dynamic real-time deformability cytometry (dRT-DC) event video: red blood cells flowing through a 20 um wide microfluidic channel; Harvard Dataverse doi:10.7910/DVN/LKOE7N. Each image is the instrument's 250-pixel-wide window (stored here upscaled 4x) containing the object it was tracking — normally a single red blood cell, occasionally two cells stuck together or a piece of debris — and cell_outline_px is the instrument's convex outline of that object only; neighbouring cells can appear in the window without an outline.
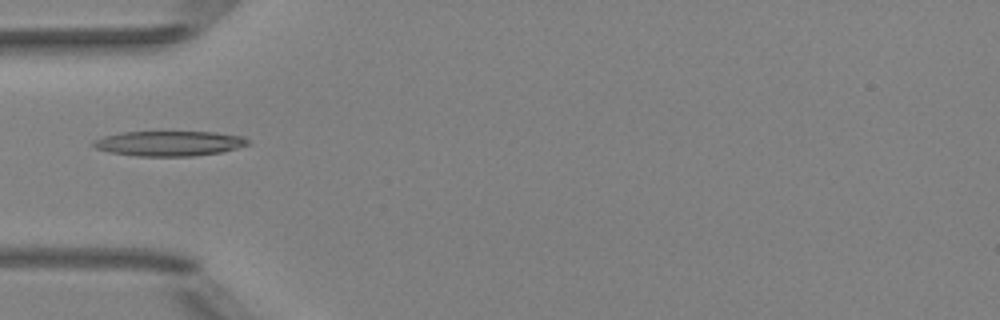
{"species": "Egyptian fruit bat (a non-hibernating species)", "species_latin": "Rousettus aegyptiacus", "temperature_condition": "room temperature", "stored_images_in_passage": 34, "camera_frame_rate_fps": 3000, "um_per_image_px": 0.085, "animal": {"sex": "female"}, "frame": {"image": 1, "passage_image": 1, "time_ms": 0.0, "image_size_px": [1000, 320], "cell_outline_px": [[248, 144], [236, 148], [220, 152], [192, 156], [136, 156], [108, 152], [96, 148], [92, 144], [96, 140], [104, 136], [120, 132], [212, 132], [244, 136], [248, 140]], "centroid_in_image_um": [14.36, 12.19], "position_along_channel_um": 70.6, "area_um2": 22.37}}
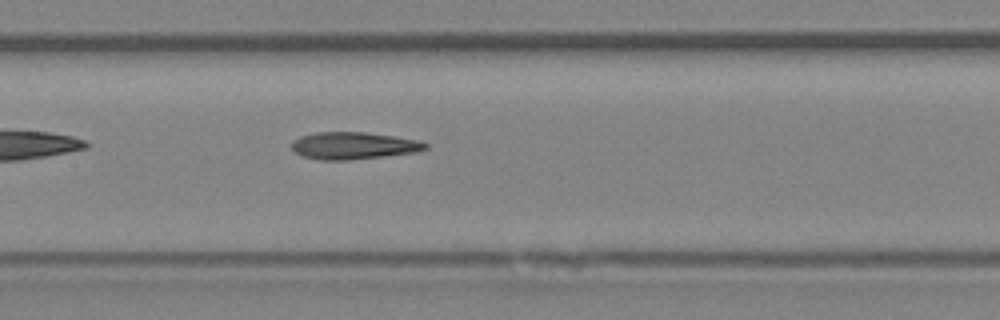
{"frame": {"image": 2, "passage_image": 9, "time_ms": 2.667, "image_size_px": [1000, 320], "cell_outline_px": [[428, 148], [416, 152], [384, 156], [348, 160], [320, 160], [304, 156], [296, 152], [292, 148], [292, 140], [300, 136], [316, 132], [364, 132], [392, 136], [416, 140], [428, 144]], "centroid_in_image_um": [30.02, 12.38], "position_along_channel_um": 177.4, "area_um2": 20.98}}
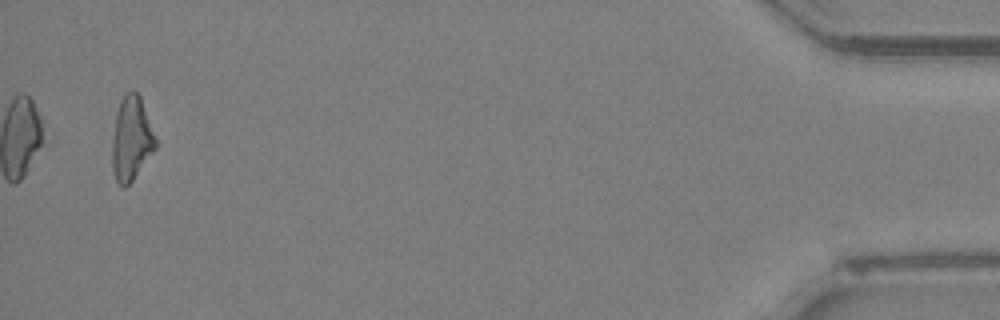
{"frame": {"image": 3, "passage_image": 34, "time_ms": 11.0, "image_size_px": [1000, 320], "cell_outline_px": [[156, 148], [132, 180], [124, 188], [116, 180], [112, 168], [112, 140], [116, 116], [120, 100], [124, 92], [132, 88], [140, 96], [156, 140]], "centroid_in_image_um": [11.15, 11.75], "position_along_channel_um": 424.1, "area_um2": 20.98}}